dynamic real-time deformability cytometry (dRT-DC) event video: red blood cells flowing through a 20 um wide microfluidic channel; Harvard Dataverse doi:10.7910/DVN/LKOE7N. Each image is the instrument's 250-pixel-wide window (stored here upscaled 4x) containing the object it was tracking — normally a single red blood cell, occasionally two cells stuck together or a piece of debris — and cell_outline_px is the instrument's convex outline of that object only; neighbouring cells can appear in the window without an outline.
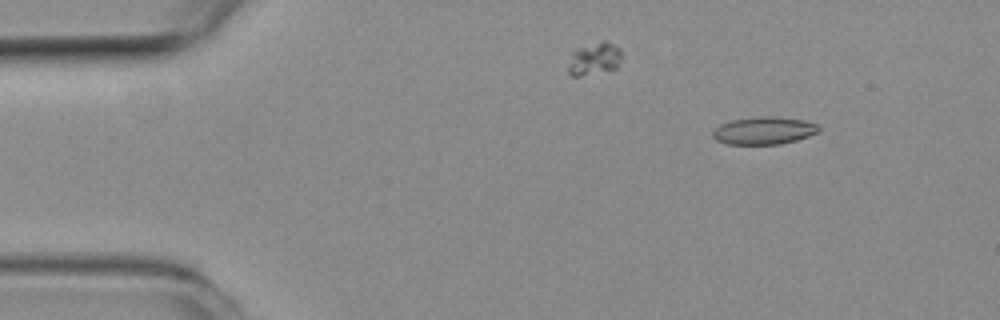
{"species": "common noctule bat (a hibernating species)", "species_latin": "Nyctalus noctula", "temperature_condition": "room temperature", "stored_images_in_passage": 50, "camera_frame_rate_fps": 3000, "um_per_image_px": 0.085, "animal": {"sex": "female", "body_mass_g": 19.3, "forearm_length_mm": 54.1}, "frame": {"image": 1, "passage_image": 2, "time_ms": 0.333, "image_size_px": [1000, 320], "cell_outline_px": [[820, 128], [816, 132], [808, 136], [796, 140], [780, 144], [728, 144], [716, 140], [712, 136], [712, 132], [720, 124], [732, 120], [760, 116], [772, 116], [804, 120], [816, 124]], "centroid_in_image_um": [64.91, 11.1], "position_along_channel_um": 20.1, "area_um2": 16.88}}
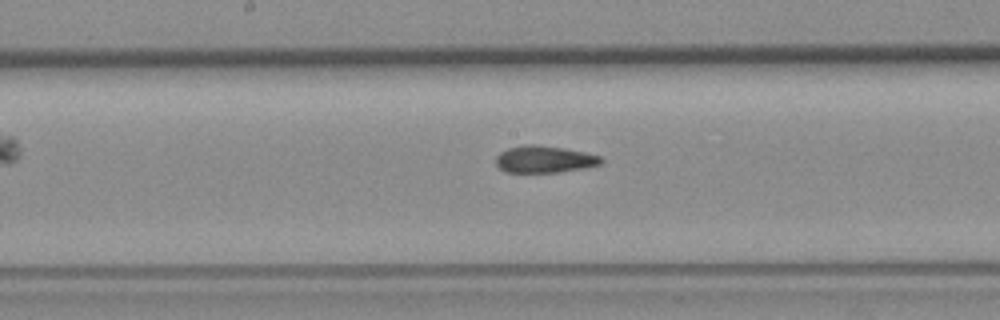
{"frame": {"image": 2, "passage_image": 23, "time_ms": 7.333, "image_size_px": [1000, 320], "cell_outline_px": [[604, 160], [600, 164], [584, 168], [560, 172], [504, 172], [496, 164], [496, 156], [500, 152], [508, 148], [524, 144], [536, 144], [564, 148], [584, 152], [600, 156]], "centroid_in_image_um": [46.26, 13.53], "position_along_channel_um": 201.9, "area_um2": 16.59}}
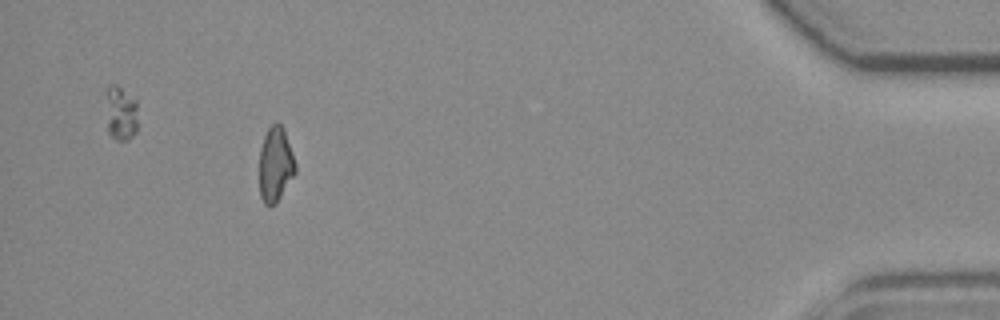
{"frame": {"image": 3, "passage_image": 45, "time_ms": 14.667, "image_size_px": [1000, 320], "cell_outline_px": [[296, 172], [276, 204], [268, 208], [264, 204], [260, 196], [260, 148], [264, 136], [268, 128], [272, 124], [280, 124], [284, 128], [296, 164]], "centroid_in_image_um": [23.41, 14.02], "position_along_channel_um": 411.8, "area_um2": 15.78}, "authors_computed_cell_mechanics": {"area_um2": 16.762, "velocity_mm_per_s": 3.7762, "shape_relaxation_time_tau1_ms": null, "shape_relaxation_time_tau2_ms": 2.6088, "deformation_change_tau1": null, "deformation_change_tau2": 0.0869}}